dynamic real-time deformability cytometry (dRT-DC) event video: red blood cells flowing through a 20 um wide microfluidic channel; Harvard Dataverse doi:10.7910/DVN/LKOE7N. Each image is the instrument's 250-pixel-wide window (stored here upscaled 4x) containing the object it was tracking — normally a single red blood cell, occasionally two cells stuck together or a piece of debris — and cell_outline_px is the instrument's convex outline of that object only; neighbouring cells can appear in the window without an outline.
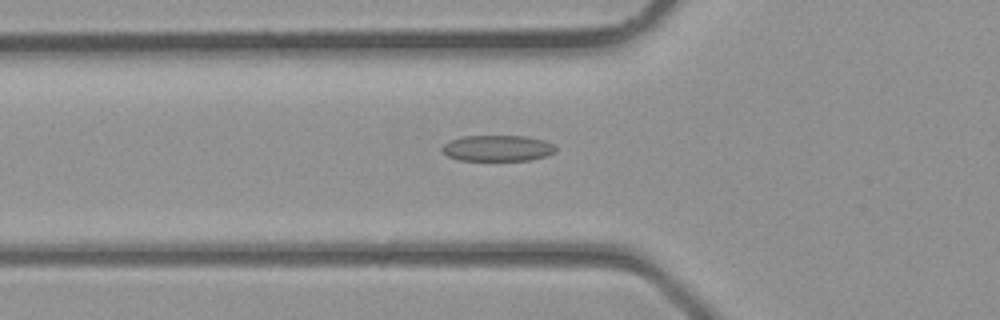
{"species": "common noctule bat (a hibernating species)", "species_latin": "Nyctalus noctula", "temperature_condition": "room temperature", "stored_images_in_passage": 37, "camera_frame_rate_fps": 3000, "um_per_image_px": 0.085, "animal": {"sex": "male", "body_mass_g": 23.1, "forearm_length_mm": 52.7}, "frame": {"image": 1, "passage_image": 14, "time_ms": 4.333, "image_size_px": [1000, 320], "cell_outline_px": [[556, 152], [544, 156], [528, 160], [456, 160], [448, 156], [440, 148], [448, 140], [460, 136], [528, 136], [544, 140], [552, 144], [556, 148]], "centroid_in_image_um": [42.25, 12.59], "position_along_channel_um": 83.5, "area_um2": 17.28}}
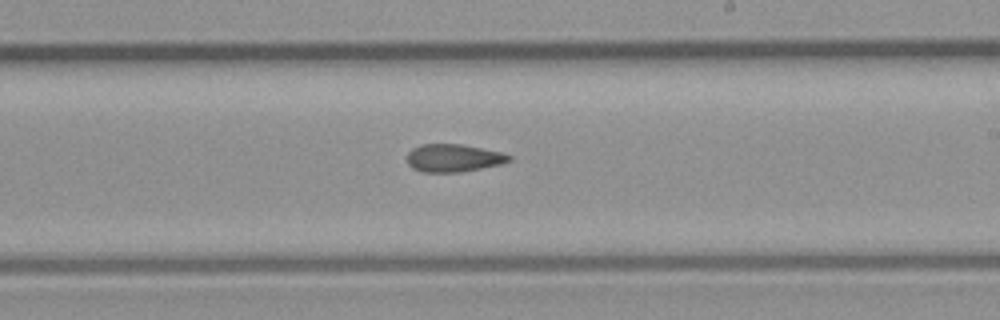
{"frame": {"image": 2, "passage_image": 23, "time_ms": 7.333, "image_size_px": [1000, 320], "cell_outline_px": [[512, 160], [500, 164], [460, 172], [424, 172], [412, 168], [408, 164], [408, 152], [412, 148], [420, 144], [460, 144], [500, 152], [512, 156]], "centroid_in_image_um": [38.52, 13.43], "position_along_channel_um": 250.5, "area_um2": 16.36}}
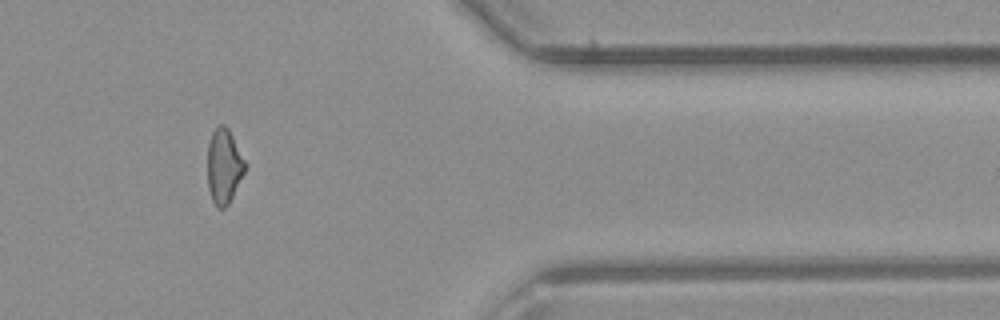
{"frame": {"image": 3, "passage_image": 32, "time_ms": 10.333, "image_size_px": [1000, 320], "cell_outline_px": [[244, 172], [228, 204], [224, 208], [216, 208], [212, 200], [208, 188], [208, 144], [212, 132], [220, 124], [224, 124], [228, 128], [244, 160]], "centroid_in_image_um": [19.0, 14.13], "position_along_channel_um": 392.4, "area_um2": 15.95}}